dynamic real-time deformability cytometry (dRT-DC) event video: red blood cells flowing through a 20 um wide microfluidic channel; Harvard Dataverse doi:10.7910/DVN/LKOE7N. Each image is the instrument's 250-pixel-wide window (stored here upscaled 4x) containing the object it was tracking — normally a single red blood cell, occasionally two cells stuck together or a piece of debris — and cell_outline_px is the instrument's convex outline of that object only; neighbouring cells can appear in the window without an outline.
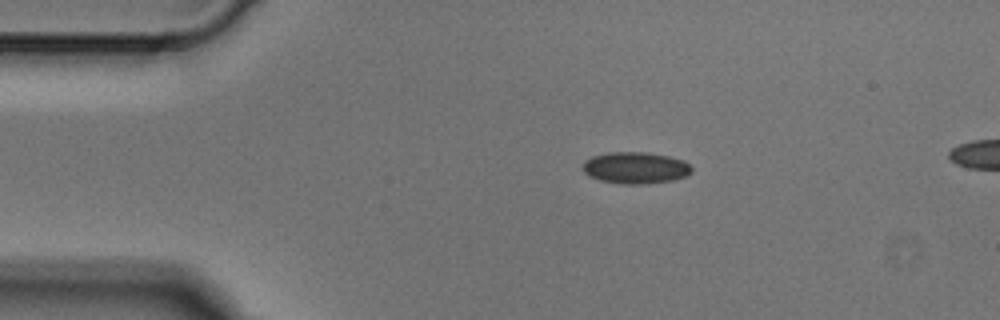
{"species": "Egyptian fruit bat (a non-hibernating species)", "species_latin": "Rousettus aegyptiacus", "temperature_condition": "cold", "stored_images_in_passage": 3, "segment_of_instrument_passage": [1, 2], "camera_frame_rate_fps": 3000, "um_per_image_px": 0.085, "animal": {"sex": "male"}, "frame": {"image": 1, "passage_image": 1, "time_ms": 0.0, "image_size_px": [1000, 320], "cell_outline_px": [[692, 172], [684, 176], [672, 180], [644, 184], [624, 184], [600, 180], [588, 176], [580, 168], [584, 160], [592, 156], [608, 152], [648, 152], [668, 156], [684, 160], [692, 168]], "centroid_in_image_um": [53.97, 14.25], "position_along_channel_um": 31.0, "area_um2": 20.23}}